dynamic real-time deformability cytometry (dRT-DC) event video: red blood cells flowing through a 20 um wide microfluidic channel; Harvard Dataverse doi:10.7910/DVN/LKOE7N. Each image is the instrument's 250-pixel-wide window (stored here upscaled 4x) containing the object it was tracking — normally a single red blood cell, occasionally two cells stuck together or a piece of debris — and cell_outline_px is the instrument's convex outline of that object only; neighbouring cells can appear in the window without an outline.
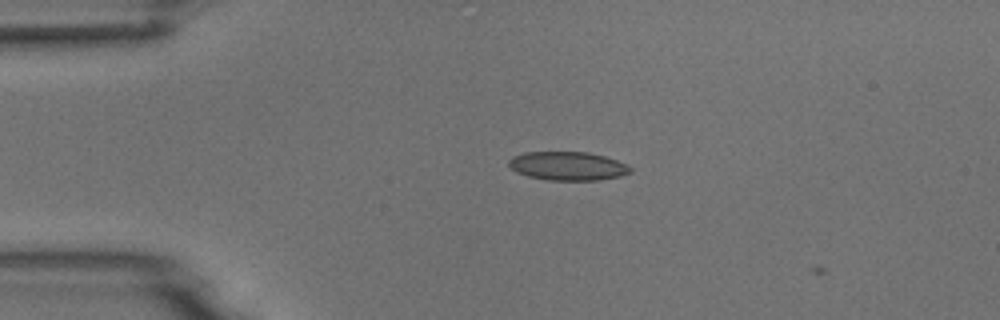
{"species": "common noctule bat (a hibernating species)", "species_latin": "Nyctalus noctula", "temperature_condition": "room temperature", "stored_images_in_passage": 3, "camera_frame_rate_fps": 3000, "um_per_image_px": 0.085, "animal": {"sex": "male", "body_mass_g": 18.8}, "frame": {"image": 1, "passage_image": 2, "time_ms": 1.333, "image_size_px": [1000, 320], "cell_outline_px": [[632, 172], [620, 176], [600, 180], [548, 180], [528, 176], [516, 172], [508, 164], [508, 160], [512, 156], [524, 152], [588, 152], [604, 156], [628, 164], [632, 168]], "centroid_in_image_um": [48.27, 14.11], "position_along_channel_um": 36.7, "area_um2": 20.4}}